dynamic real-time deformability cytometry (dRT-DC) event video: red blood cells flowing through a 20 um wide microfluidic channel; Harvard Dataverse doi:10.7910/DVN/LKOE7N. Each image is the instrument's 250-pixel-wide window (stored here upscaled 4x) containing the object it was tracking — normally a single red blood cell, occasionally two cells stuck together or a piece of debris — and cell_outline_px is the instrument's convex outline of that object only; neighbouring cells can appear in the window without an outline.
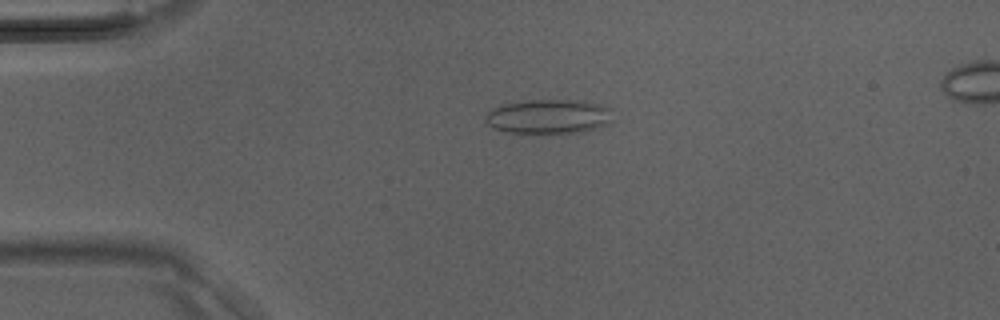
{"species": "Egyptian fruit bat (a non-hibernating species)", "species_latin": "Rousettus aegyptiacus", "temperature_condition": "room temperature", "stored_images_in_passage": 14, "camera_frame_rate_fps": 3000, "um_per_image_px": 0.085, "animal": {"sex": "male"}, "frame": {"image": 1, "passage_image": 10, "time_ms": 3.0, "image_size_px": [1000, 320], "cell_outline_px": [[612, 120], [596, 128], [584, 132], [508, 132], [492, 128], [484, 120], [484, 116], [492, 108], [500, 104], [524, 100], [572, 100], [600, 104], [612, 108]], "centroid_in_image_um": [46.6, 9.88], "position_along_channel_um": 38.4, "area_um2": 25.49}}